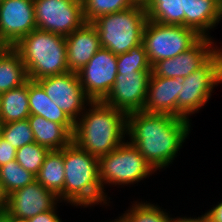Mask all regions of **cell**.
<instances>
[{
    "label": "cell",
    "mask_w": 222,
    "mask_h": 222,
    "mask_svg": "<svg viewBox=\"0 0 222 222\" xmlns=\"http://www.w3.org/2000/svg\"><path fill=\"white\" fill-rule=\"evenodd\" d=\"M191 120L168 114L136 111L127 114V136L157 171L166 169L191 133Z\"/></svg>",
    "instance_id": "1"
},
{
    "label": "cell",
    "mask_w": 222,
    "mask_h": 222,
    "mask_svg": "<svg viewBox=\"0 0 222 222\" xmlns=\"http://www.w3.org/2000/svg\"><path fill=\"white\" fill-rule=\"evenodd\" d=\"M125 136L127 114L102 101H92L75 122L72 142L100 158L119 147L125 141Z\"/></svg>",
    "instance_id": "2"
},
{
    "label": "cell",
    "mask_w": 222,
    "mask_h": 222,
    "mask_svg": "<svg viewBox=\"0 0 222 222\" xmlns=\"http://www.w3.org/2000/svg\"><path fill=\"white\" fill-rule=\"evenodd\" d=\"M64 203L88 208L111 203L99 180V158L80 149L74 142L64 147ZM109 199V200H108Z\"/></svg>",
    "instance_id": "3"
},
{
    "label": "cell",
    "mask_w": 222,
    "mask_h": 222,
    "mask_svg": "<svg viewBox=\"0 0 222 222\" xmlns=\"http://www.w3.org/2000/svg\"><path fill=\"white\" fill-rule=\"evenodd\" d=\"M13 48L20 54L30 80L69 71L64 36L36 28Z\"/></svg>",
    "instance_id": "4"
},
{
    "label": "cell",
    "mask_w": 222,
    "mask_h": 222,
    "mask_svg": "<svg viewBox=\"0 0 222 222\" xmlns=\"http://www.w3.org/2000/svg\"><path fill=\"white\" fill-rule=\"evenodd\" d=\"M147 20L145 8L132 6L120 12L99 16L92 24L98 32L101 48L120 55L142 43Z\"/></svg>",
    "instance_id": "5"
},
{
    "label": "cell",
    "mask_w": 222,
    "mask_h": 222,
    "mask_svg": "<svg viewBox=\"0 0 222 222\" xmlns=\"http://www.w3.org/2000/svg\"><path fill=\"white\" fill-rule=\"evenodd\" d=\"M155 172L152 165L128 140L99 158V180L105 194L106 185H134L147 177L149 179Z\"/></svg>",
    "instance_id": "6"
},
{
    "label": "cell",
    "mask_w": 222,
    "mask_h": 222,
    "mask_svg": "<svg viewBox=\"0 0 222 222\" xmlns=\"http://www.w3.org/2000/svg\"><path fill=\"white\" fill-rule=\"evenodd\" d=\"M177 117L188 119L208 103L214 87L222 84V50H217L200 68L181 79Z\"/></svg>",
    "instance_id": "7"
},
{
    "label": "cell",
    "mask_w": 222,
    "mask_h": 222,
    "mask_svg": "<svg viewBox=\"0 0 222 222\" xmlns=\"http://www.w3.org/2000/svg\"><path fill=\"white\" fill-rule=\"evenodd\" d=\"M202 38L194 29L182 25L161 24L147 20L142 43L150 64L173 58L193 47Z\"/></svg>",
    "instance_id": "8"
},
{
    "label": "cell",
    "mask_w": 222,
    "mask_h": 222,
    "mask_svg": "<svg viewBox=\"0 0 222 222\" xmlns=\"http://www.w3.org/2000/svg\"><path fill=\"white\" fill-rule=\"evenodd\" d=\"M37 29L67 37L86 22L82 0H33Z\"/></svg>",
    "instance_id": "9"
},
{
    "label": "cell",
    "mask_w": 222,
    "mask_h": 222,
    "mask_svg": "<svg viewBox=\"0 0 222 222\" xmlns=\"http://www.w3.org/2000/svg\"><path fill=\"white\" fill-rule=\"evenodd\" d=\"M47 96L75 123L92 100L85 94L77 72L47 76L36 80Z\"/></svg>",
    "instance_id": "10"
},
{
    "label": "cell",
    "mask_w": 222,
    "mask_h": 222,
    "mask_svg": "<svg viewBox=\"0 0 222 222\" xmlns=\"http://www.w3.org/2000/svg\"><path fill=\"white\" fill-rule=\"evenodd\" d=\"M117 71V55L100 48L77 75L85 94L92 101H102L116 81Z\"/></svg>",
    "instance_id": "11"
},
{
    "label": "cell",
    "mask_w": 222,
    "mask_h": 222,
    "mask_svg": "<svg viewBox=\"0 0 222 222\" xmlns=\"http://www.w3.org/2000/svg\"><path fill=\"white\" fill-rule=\"evenodd\" d=\"M151 74V71L117 74L116 81L102 102L126 114L142 111Z\"/></svg>",
    "instance_id": "12"
},
{
    "label": "cell",
    "mask_w": 222,
    "mask_h": 222,
    "mask_svg": "<svg viewBox=\"0 0 222 222\" xmlns=\"http://www.w3.org/2000/svg\"><path fill=\"white\" fill-rule=\"evenodd\" d=\"M213 39L202 37L189 50L173 58L156 62L152 66V74L158 77L181 79L188 76L200 68L217 50H222V46L218 47Z\"/></svg>",
    "instance_id": "13"
},
{
    "label": "cell",
    "mask_w": 222,
    "mask_h": 222,
    "mask_svg": "<svg viewBox=\"0 0 222 222\" xmlns=\"http://www.w3.org/2000/svg\"><path fill=\"white\" fill-rule=\"evenodd\" d=\"M36 28L33 0H1L0 40L13 47Z\"/></svg>",
    "instance_id": "14"
},
{
    "label": "cell",
    "mask_w": 222,
    "mask_h": 222,
    "mask_svg": "<svg viewBox=\"0 0 222 222\" xmlns=\"http://www.w3.org/2000/svg\"><path fill=\"white\" fill-rule=\"evenodd\" d=\"M57 203H61L58 197L35 180L9 194L5 211L16 218L28 220L51 210Z\"/></svg>",
    "instance_id": "15"
},
{
    "label": "cell",
    "mask_w": 222,
    "mask_h": 222,
    "mask_svg": "<svg viewBox=\"0 0 222 222\" xmlns=\"http://www.w3.org/2000/svg\"><path fill=\"white\" fill-rule=\"evenodd\" d=\"M67 67L71 72H78L101 48L98 32L92 23H85L67 37Z\"/></svg>",
    "instance_id": "16"
},
{
    "label": "cell",
    "mask_w": 222,
    "mask_h": 222,
    "mask_svg": "<svg viewBox=\"0 0 222 222\" xmlns=\"http://www.w3.org/2000/svg\"><path fill=\"white\" fill-rule=\"evenodd\" d=\"M181 78L158 77L151 74L143 112L168 114L177 117V98Z\"/></svg>",
    "instance_id": "17"
},
{
    "label": "cell",
    "mask_w": 222,
    "mask_h": 222,
    "mask_svg": "<svg viewBox=\"0 0 222 222\" xmlns=\"http://www.w3.org/2000/svg\"><path fill=\"white\" fill-rule=\"evenodd\" d=\"M221 0H182L184 26L194 29L202 37H209L210 31L220 23Z\"/></svg>",
    "instance_id": "18"
},
{
    "label": "cell",
    "mask_w": 222,
    "mask_h": 222,
    "mask_svg": "<svg viewBox=\"0 0 222 222\" xmlns=\"http://www.w3.org/2000/svg\"><path fill=\"white\" fill-rule=\"evenodd\" d=\"M30 115H39L46 120L62 124L72 135L75 123L46 94L43 87L34 80H28Z\"/></svg>",
    "instance_id": "19"
},
{
    "label": "cell",
    "mask_w": 222,
    "mask_h": 222,
    "mask_svg": "<svg viewBox=\"0 0 222 222\" xmlns=\"http://www.w3.org/2000/svg\"><path fill=\"white\" fill-rule=\"evenodd\" d=\"M27 119L37 144L49 150H60L72 142L73 135L62 124L39 115H30Z\"/></svg>",
    "instance_id": "20"
},
{
    "label": "cell",
    "mask_w": 222,
    "mask_h": 222,
    "mask_svg": "<svg viewBox=\"0 0 222 222\" xmlns=\"http://www.w3.org/2000/svg\"><path fill=\"white\" fill-rule=\"evenodd\" d=\"M64 170V148L49 150L36 176V180L43 187L52 191L60 202H64Z\"/></svg>",
    "instance_id": "21"
},
{
    "label": "cell",
    "mask_w": 222,
    "mask_h": 222,
    "mask_svg": "<svg viewBox=\"0 0 222 222\" xmlns=\"http://www.w3.org/2000/svg\"><path fill=\"white\" fill-rule=\"evenodd\" d=\"M29 116L28 81L0 94V120L3 123L26 120Z\"/></svg>",
    "instance_id": "22"
},
{
    "label": "cell",
    "mask_w": 222,
    "mask_h": 222,
    "mask_svg": "<svg viewBox=\"0 0 222 222\" xmlns=\"http://www.w3.org/2000/svg\"><path fill=\"white\" fill-rule=\"evenodd\" d=\"M29 80L20 54L11 47L0 59V94Z\"/></svg>",
    "instance_id": "23"
},
{
    "label": "cell",
    "mask_w": 222,
    "mask_h": 222,
    "mask_svg": "<svg viewBox=\"0 0 222 222\" xmlns=\"http://www.w3.org/2000/svg\"><path fill=\"white\" fill-rule=\"evenodd\" d=\"M148 20L161 24L184 26L182 0H150L145 8Z\"/></svg>",
    "instance_id": "24"
},
{
    "label": "cell",
    "mask_w": 222,
    "mask_h": 222,
    "mask_svg": "<svg viewBox=\"0 0 222 222\" xmlns=\"http://www.w3.org/2000/svg\"><path fill=\"white\" fill-rule=\"evenodd\" d=\"M124 212L121 216L127 222H173V217L166 209L147 201H133L132 206Z\"/></svg>",
    "instance_id": "25"
},
{
    "label": "cell",
    "mask_w": 222,
    "mask_h": 222,
    "mask_svg": "<svg viewBox=\"0 0 222 222\" xmlns=\"http://www.w3.org/2000/svg\"><path fill=\"white\" fill-rule=\"evenodd\" d=\"M36 180V176L25 170L16 160L0 166V181L8 194Z\"/></svg>",
    "instance_id": "26"
},
{
    "label": "cell",
    "mask_w": 222,
    "mask_h": 222,
    "mask_svg": "<svg viewBox=\"0 0 222 222\" xmlns=\"http://www.w3.org/2000/svg\"><path fill=\"white\" fill-rule=\"evenodd\" d=\"M117 74L152 71V65L149 62L143 43L132 47L128 52L117 55Z\"/></svg>",
    "instance_id": "27"
},
{
    "label": "cell",
    "mask_w": 222,
    "mask_h": 222,
    "mask_svg": "<svg viewBox=\"0 0 222 222\" xmlns=\"http://www.w3.org/2000/svg\"><path fill=\"white\" fill-rule=\"evenodd\" d=\"M86 23H92L99 16L126 10L132 5L128 0H82Z\"/></svg>",
    "instance_id": "28"
},
{
    "label": "cell",
    "mask_w": 222,
    "mask_h": 222,
    "mask_svg": "<svg viewBox=\"0 0 222 222\" xmlns=\"http://www.w3.org/2000/svg\"><path fill=\"white\" fill-rule=\"evenodd\" d=\"M49 149L33 142L17 149L16 161L33 175L37 176Z\"/></svg>",
    "instance_id": "29"
},
{
    "label": "cell",
    "mask_w": 222,
    "mask_h": 222,
    "mask_svg": "<svg viewBox=\"0 0 222 222\" xmlns=\"http://www.w3.org/2000/svg\"><path fill=\"white\" fill-rule=\"evenodd\" d=\"M2 138L15 149H19L24 145L35 142L28 119L4 123L2 128Z\"/></svg>",
    "instance_id": "30"
},
{
    "label": "cell",
    "mask_w": 222,
    "mask_h": 222,
    "mask_svg": "<svg viewBox=\"0 0 222 222\" xmlns=\"http://www.w3.org/2000/svg\"><path fill=\"white\" fill-rule=\"evenodd\" d=\"M16 152H17V149H15L11 144H9L2 137L0 138V166L7 164L10 161L15 160Z\"/></svg>",
    "instance_id": "31"
},
{
    "label": "cell",
    "mask_w": 222,
    "mask_h": 222,
    "mask_svg": "<svg viewBox=\"0 0 222 222\" xmlns=\"http://www.w3.org/2000/svg\"><path fill=\"white\" fill-rule=\"evenodd\" d=\"M57 206L59 207V205L56 204L51 210L28 219V222H62V219H60V216L57 214Z\"/></svg>",
    "instance_id": "32"
},
{
    "label": "cell",
    "mask_w": 222,
    "mask_h": 222,
    "mask_svg": "<svg viewBox=\"0 0 222 222\" xmlns=\"http://www.w3.org/2000/svg\"><path fill=\"white\" fill-rule=\"evenodd\" d=\"M212 222H222V201L205 212Z\"/></svg>",
    "instance_id": "33"
},
{
    "label": "cell",
    "mask_w": 222,
    "mask_h": 222,
    "mask_svg": "<svg viewBox=\"0 0 222 222\" xmlns=\"http://www.w3.org/2000/svg\"><path fill=\"white\" fill-rule=\"evenodd\" d=\"M173 222H212L211 219L206 215V213L202 214L200 217H174Z\"/></svg>",
    "instance_id": "34"
},
{
    "label": "cell",
    "mask_w": 222,
    "mask_h": 222,
    "mask_svg": "<svg viewBox=\"0 0 222 222\" xmlns=\"http://www.w3.org/2000/svg\"><path fill=\"white\" fill-rule=\"evenodd\" d=\"M9 194L6 192L3 183L0 181V213L7 208Z\"/></svg>",
    "instance_id": "35"
},
{
    "label": "cell",
    "mask_w": 222,
    "mask_h": 222,
    "mask_svg": "<svg viewBox=\"0 0 222 222\" xmlns=\"http://www.w3.org/2000/svg\"><path fill=\"white\" fill-rule=\"evenodd\" d=\"M132 6H139L142 8H146L150 2V0H128Z\"/></svg>",
    "instance_id": "36"
},
{
    "label": "cell",
    "mask_w": 222,
    "mask_h": 222,
    "mask_svg": "<svg viewBox=\"0 0 222 222\" xmlns=\"http://www.w3.org/2000/svg\"><path fill=\"white\" fill-rule=\"evenodd\" d=\"M10 48L11 46L7 42L0 40V59Z\"/></svg>",
    "instance_id": "37"
},
{
    "label": "cell",
    "mask_w": 222,
    "mask_h": 222,
    "mask_svg": "<svg viewBox=\"0 0 222 222\" xmlns=\"http://www.w3.org/2000/svg\"><path fill=\"white\" fill-rule=\"evenodd\" d=\"M0 222H10V214L6 211L0 213Z\"/></svg>",
    "instance_id": "38"
},
{
    "label": "cell",
    "mask_w": 222,
    "mask_h": 222,
    "mask_svg": "<svg viewBox=\"0 0 222 222\" xmlns=\"http://www.w3.org/2000/svg\"><path fill=\"white\" fill-rule=\"evenodd\" d=\"M10 222H28V220L16 218V217L10 215Z\"/></svg>",
    "instance_id": "39"
},
{
    "label": "cell",
    "mask_w": 222,
    "mask_h": 222,
    "mask_svg": "<svg viewBox=\"0 0 222 222\" xmlns=\"http://www.w3.org/2000/svg\"><path fill=\"white\" fill-rule=\"evenodd\" d=\"M110 222H127V221L122 216H118L117 219L111 220Z\"/></svg>",
    "instance_id": "40"
},
{
    "label": "cell",
    "mask_w": 222,
    "mask_h": 222,
    "mask_svg": "<svg viewBox=\"0 0 222 222\" xmlns=\"http://www.w3.org/2000/svg\"><path fill=\"white\" fill-rule=\"evenodd\" d=\"M3 122L0 120V138L2 137Z\"/></svg>",
    "instance_id": "41"
},
{
    "label": "cell",
    "mask_w": 222,
    "mask_h": 222,
    "mask_svg": "<svg viewBox=\"0 0 222 222\" xmlns=\"http://www.w3.org/2000/svg\"><path fill=\"white\" fill-rule=\"evenodd\" d=\"M220 21L222 20V0H221V4H220Z\"/></svg>",
    "instance_id": "42"
}]
</instances>
